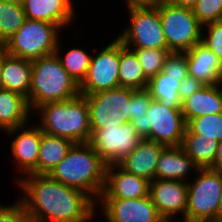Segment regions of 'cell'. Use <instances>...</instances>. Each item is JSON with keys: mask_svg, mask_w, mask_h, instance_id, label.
Instances as JSON below:
<instances>
[{"mask_svg": "<svg viewBox=\"0 0 222 222\" xmlns=\"http://www.w3.org/2000/svg\"><path fill=\"white\" fill-rule=\"evenodd\" d=\"M198 169L181 146H167L159 156L155 179L189 182Z\"/></svg>", "mask_w": 222, "mask_h": 222, "instance_id": "19", "label": "cell"}, {"mask_svg": "<svg viewBox=\"0 0 222 222\" xmlns=\"http://www.w3.org/2000/svg\"><path fill=\"white\" fill-rule=\"evenodd\" d=\"M186 124L196 117L222 113V83L205 85L181 102Z\"/></svg>", "mask_w": 222, "mask_h": 222, "instance_id": "21", "label": "cell"}, {"mask_svg": "<svg viewBox=\"0 0 222 222\" xmlns=\"http://www.w3.org/2000/svg\"><path fill=\"white\" fill-rule=\"evenodd\" d=\"M222 173V141L218 143L217 153L214 159L213 166L210 168Z\"/></svg>", "mask_w": 222, "mask_h": 222, "instance_id": "39", "label": "cell"}, {"mask_svg": "<svg viewBox=\"0 0 222 222\" xmlns=\"http://www.w3.org/2000/svg\"><path fill=\"white\" fill-rule=\"evenodd\" d=\"M165 222H188V221H184V220H177V221H165Z\"/></svg>", "mask_w": 222, "mask_h": 222, "instance_id": "45", "label": "cell"}, {"mask_svg": "<svg viewBox=\"0 0 222 222\" xmlns=\"http://www.w3.org/2000/svg\"><path fill=\"white\" fill-rule=\"evenodd\" d=\"M138 57L143 73L150 80L158 73L162 72L167 56L168 49H150V48H130Z\"/></svg>", "mask_w": 222, "mask_h": 222, "instance_id": "30", "label": "cell"}, {"mask_svg": "<svg viewBox=\"0 0 222 222\" xmlns=\"http://www.w3.org/2000/svg\"><path fill=\"white\" fill-rule=\"evenodd\" d=\"M192 12L202 26L222 21V0H198Z\"/></svg>", "mask_w": 222, "mask_h": 222, "instance_id": "33", "label": "cell"}, {"mask_svg": "<svg viewBox=\"0 0 222 222\" xmlns=\"http://www.w3.org/2000/svg\"><path fill=\"white\" fill-rule=\"evenodd\" d=\"M149 195V181L124 171L118 164L106 166L100 198L134 199Z\"/></svg>", "mask_w": 222, "mask_h": 222, "instance_id": "16", "label": "cell"}, {"mask_svg": "<svg viewBox=\"0 0 222 222\" xmlns=\"http://www.w3.org/2000/svg\"><path fill=\"white\" fill-rule=\"evenodd\" d=\"M26 20L23 5L0 1V45L12 37Z\"/></svg>", "mask_w": 222, "mask_h": 222, "instance_id": "29", "label": "cell"}, {"mask_svg": "<svg viewBox=\"0 0 222 222\" xmlns=\"http://www.w3.org/2000/svg\"><path fill=\"white\" fill-rule=\"evenodd\" d=\"M0 222H31L24 210L22 203L15 199V202L7 205L0 203Z\"/></svg>", "mask_w": 222, "mask_h": 222, "instance_id": "36", "label": "cell"}, {"mask_svg": "<svg viewBox=\"0 0 222 222\" xmlns=\"http://www.w3.org/2000/svg\"><path fill=\"white\" fill-rule=\"evenodd\" d=\"M189 75L205 85L222 83V61L201 42L186 51Z\"/></svg>", "mask_w": 222, "mask_h": 222, "instance_id": "20", "label": "cell"}, {"mask_svg": "<svg viewBox=\"0 0 222 222\" xmlns=\"http://www.w3.org/2000/svg\"><path fill=\"white\" fill-rule=\"evenodd\" d=\"M126 8L130 7H144V6H158L164 0H123Z\"/></svg>", "mask_w": 222, "mask_h": 222, "instance_id": "38", "label": "cell"}, {"mask_svg": "<svg viewBox=\"0 0 222 222\" xmlns=\"http://www.w3.org/2000/svg\"><path fill=\"white\" fill-rule=\"evenodd\" d=\"M106 166L88 142L74 143L48 175L84 191L97 202L104 188Z\"/></svg>", "mask_w": 222, "mask_h": 222, "instance_id": "2", "label": "cell"}, {"mask_svg": "<svg viewBox=\"0 0 222 222\" xmlns=\"http://www.w3.org/2000/svg\"><path fill=\"white\" fill-rule=\"evenodd\" d=\"M153 98L149 91L145 89H132L131 100L129 101L128 112L130 115V122L139 125L146 117V113Z\"/></svg>", "mask_w": 222, "mask_h": 222, "instance_id": "32", "label": "cell"}, {"mask_svg": "<svg viewBox=\"0 0 222 222\" xmlns=\"http://www.w3.org/2000/svg\"><path fill=\"white\" fill-rule=\"evenodd\" d=\"M79 84L67 73L55 53L32 60L29 107L34 111L41 105L75 98Z\"/></svg>", "mask_w": 222, "mask_h": 222, "instance_id": "4", "label": "cell"}, {"mask_svg": "<svg viewBox=\"0 0 222 222\" xmlns=\"http://www.w3.org/2000/svg\"><path fill=\"white\" fill-rule=\"evenodd\" d=\"M194 177L187 182L185 221L219 222L222 173L210 168L198 169Z\"/></svg>", "mask_w": 222, "mask_h": 222, "instance_id": "5", "label": "cell"}, {"mask_svg": "<svg viewBox=\"0 0 222 222\" xmlns=\"http://www.w3.org/2000/svg\"><path fill=\"white\" fill-rule=\"evenodd\" d=\"M157 9L170 52H186L201 42L202 25L192 9L171 5L165 0Z\"/></svg>", "mask_w": 222, "mask_h": 222, "instance_id": "8", "label": "cell"}, {"mask_svg": "<svg viewBox=\"0 0 222 222\" xmlns=\"http://www.w3.org/2000/svg\"><path fill=\"white\" fill-rule=\"evenodd\" d=\"M73 142L62 137L42 132L37 174H49L52 169L67 155Z\"/></svg>", "mask_w": 222, "mask_h": 222, "instance_id": "24", "label": "cell"}, {"mask_svg": "<svg viewBox=\"0 0 222 222\" xmlns=\"http://www.w3.org/2000/svg\"><path fill=\"white\" fill-rule=\"evenodd\" d=\"M102 46L99 50H92L88 73L79 85L81 95H90L120 87V40L114 36L112 41L109 40L106 45Z\"/></svg>", "mask_w": 222, "mask_h": 222, "instance_id": "11", "label": "cell"}, {"mask_svg": "<svg viewBox=\"0 0 222 222\" xmlns=\"http://www.w3.org/2000/svg\"><path fill=\"white\" fill-rule=\"evenodd\" d=\"M32 61L8 54L3 48V89L15 92L28 101L31 84Z\"/></svg>", "mask_w": 222, "mask_h": 222, "instance_id": "22", "label": "cell"}, {"mask_svg": "<svg viewBox=\"0 0 222 222\" xmlns=\"http://www.w3.org/2000/svg\"><path fill=\"white\" fill-rule=\"evenodd\" d=\"M0 1L14 3V4H21L23 2V0H0Z\"/></svg>", "mask_w": 222, "mask_h": 222, "instance_id": "43", "label": "cell"}, {"mask_svg": "<svg viewBox=\"0 0 222 222\" xmlns=\"http://www.w3.org/2000/svg\"><path fill=\"white\" fill-rule=\"evenodd\" d=\"M146 114L139 124V133L143 138L166 147L182 145L186 122L181 108H167L153 99Z\"/></svg>", "mask_w": 222, "mask_h": 222, "instance_id": "10", "label": "cell"}, {"mask_svg": "<svg viewBox=\"0 0 222 222\" xmlns=\"http://www.w3.org/2000/svg\"><path fill=\"white\" fill-rule=\"evenodd\" d=\"M149 195L164 221H185L187 208V182L170 179H154L149 182ZM178 216V217H177Z\"/></svg>", "mask_w": 222, "mask_h": 222, "instance_id": "15", "label": "cell"}, {"mask_svg": "<svg viewBox=\"0 0 222 222\" xmlns=\"http://www.w3.org/2000/svg\"><path fill=\"white\" fill-rule=\"evenodd\" d=\"M76 11H77V6H75V2L73 1H76V0H66Z\"/></svg>", "mask_w": 222, "mask_h": 222, "instance_id": "44", "label": "cell"}, {"mask_svg": "<svg viewBox=\"0 0 222 222\" xmlns=\"http://www.w3.org/2000/svg\"><path fill=\"white\" fill-rule=\"evenodd\" d=\"M26 19L49 22L62 31L76 21V11L66 0H23Z\"/></svg>", "mask_w": 222, "mask_h": 222, "instance_id": "17", "label": "cell"}, {"mask_svg": "<svg viewBox=\"0 0 222 222\" xmlns=\"http://www.w3.org/2000/svg\"><path fill=\"white\" fill-rule=\"evenodd\" d=\"M4 135H7L10 140V153L12 163L16 167L15 182L27 174H37V160L39 157V149L42 131L40 127L30 121V123L6 130ZM21 173V174H20Z\"/></svg>", "mask_w": 222, "mask_h": 222, "instance_id": "13", "label": "cell"}, {"mask_svg": "<svg viewBox=\"0 0 222 222\" xmlns=\"http://www.w3.org/2000/svg\"><path fill=\"white\" fill-rule=\"evenodd\" d=\"M185 77H173L162 72L148 80L146 89L154 100L167 108H181L179 87Z\"/></svg>", "mask_w": 222, "mask_h": 222, "instance_id": "27", "label": "cell"}, {"mask_svg": "<svg viewBox=\"0 0 222 222\" xmlns=\"http://www.w3.org/2000/svg\"><path fill=\"white\" fill-rule=\"evenodd\" d=\"M165 1L171 5L188 9H192L195 6V4L198 2V0H165Z\"/></svg>", "mask_w": 222, "mask_h": 222, "instance_id": "40", "label": "cell"}, {"mask_svg": "<svg viewBox=\"0 0 222 222\" xmlns=\"http://www.w3.org/2000/svg\"><path fill=\"white\" fill-rule=\"evenodd\" d=\"M131 96L132 89L121 86L84 95L89 108L91 131L102 129V125L110 123L130 122L128 108Z\"/></svg>", "mask_w": 222, "mask_h": 222, "instance_id": "12", "label": "cell"}, {"mask_svg": "<svg viewBox=\"0 0 222 222\" xmlns=\"http://www.w3.org/2000/svg\"><path fill=\"white\" fill-rule=\"evenodd\" d=\"M119 82L121 87L145 89L148 79L143 73L136 53L120 41Z\"/></svg>", "mask_w": 222, "mask_h": 222, "instance_id": "26", "label": "cell"}, {"mask_svg": "<svg viewBox=\"0 0 222 222\" xmlns=\"http://www.w3.org/2000/svg\"><path fill=\"white\" fill-rule=\"evenodd\" d=\"M139 125L133 122L110 123L91 131L89 144L106 165L117 164L142 140Z\"/></svg>", "mask_w": 222, "mask_h": 222, "instance_id": "9", "label": "cell"}, {"mask_svg": "<svg viewBox=\"0 0 222 222\" xmlns=\"http://www.w3.org/2000/svg\"><path fill=\"white\" fill-rule=\"evenodd\" d=\"M60 42L61 38L58 41L55 54L60 59L67 73L80 85L88 73L92 53L89 54L87 48L85 50L84 48L82 49L81 46L79 48L76 46L75 48L71 47L67 52H63L64 47H61L62 42Z\"/></svg>", "mask_w": 222, "mask_h": 222, "instance_id": "28", "label": "cell"}, {"mask_svg": "<svg viewBox=\"0 0 222 222\" xmlns=\"http://www.w3.org/2000/svg\"><path fill=\"white\" fill-rule=\"evenodd\" d=\"M219 222H222V190H221V199H220V208H219Z\"/></svg>", "mask_w": 222, "mask_h": 222, "instance_id": "42", "label": "cell"}, {"mask_svg": "<svg viewBox=\"0 0 222 222\" xmlns=\"http://www.w3.org/2000/svg\"><path fill=\"white\" fill-rule=\"evenodd\" d=\"M201 43L222 61V21L202 26Z\"/></svg>", "mask_w": 222, "mask_h": 222, "instance_id": "34", "label": "cell"}, {"mask_svg": "<svg viewBox=\"0 0 222 222\" xmlns=\"http://www.w3.org/2000/svg\"><path fill=\"white\" fill-rule=\"evenodd\" d=\"M165 147L158 142L142 138L136 148L117 164L124 171L151 182L156 178L157 162Z\"/></svg>", "mask_w": 222, "mask_h": 222, "instance_id": "18", "label": "cell"}, {"mask_svg": "<svg viewBox=\"0 0 222 222\" xmlns=\"http://www.w3.org/2000/svg\"><path fill=\"white\" fill-rule=\"evenodd\" d=\"M39 113L37 125L43 133L66 138L73 143L89 142L91 126L89 108L84 95L75 98L50 102L39 106L35 111Z\"/></svg>", "mask_w": 222, "mask_h": 222, "instance_id": "3", "label": "cell"}, {"mask_svg": "<svg viewBox=\"0 0 222 222\" xmlns=\"http://www.w3.org/2000/svg\"><path fill=\"white\" fill-rule=\"evenodd\" d=\"M2 67H3V47H0V90L3 89L2 84Z\"/></svg>", "mask_w": 222, "mask_h": 222, "instance_id": "41", "label": "cell"}, {"mask_svg": "<svg viewBox=\"0 0 222 222\" xmlns=\"http://www.w3.org/2000/svg\"><path fill=\"white\" fill-rule=\"evenodd\" d=\"M218 141L193 134L187 127L181 147L199 169L211 168L217 153Z\"/></svg>", "mask_w": 222, "mask_h": 222, "instance_id": "25", "label": "cell"}, {"mask_svg": "<svg viewBox=\"0 0 222 222\" xmlns=\"http://www.w3.org/2000/svg\"><path fill=\"white\" fill-rule=\"evenodd\" d=\"M13 184L31 222H91L99 215L90 195L48 174H27Z\"/></svg>", "mask_w": 222, "mask_h": 222, "instance_id": "1", "label": "cell"}, {"mask_svg": "<svg viewBox=\"0 0 222 222\" xmlns=\"http://www.w3.org/2000/svg\"><path fill=\"white\" fill-rule=\"evenodd\" d=\"M97 209L107 222H165L150 195L134 199L99 198Z\"/></svg>", "mask_w": 222, "mask_h": 222, "instance_id": "14", "label": "cell"}, {"mask_svg": "<svg viewBox=\"0 0 222 222\" xmlns=\"http://www.w3.org/2000/svg\"><path fill=\"white\" fill-rule=\"evenodd\" d=\"M128 23L117 38L127 48L168 49L157 6L125 8Z\"/></svg>", "mask_w": 222, "mask_h": 222, "instance_id": "7", "label": "cell"}, {"mask_svg": "<svg viewBox=\"0 0 222 222\" xmlns=\"http://www.w3.org/2000/svg\"><path fill=\"white\" fill-rule=\"evenodd\" d=\"M186 127L196 135L203 138L222 141V113L209 114L191 119Z\"/></svg>", "mask_w": 222, "mask_h": 222, "instance_id": "31", "label": "cell"}, {"mask_svg": "<svg viewBox=\"0 0 222 222\" xmlns=\"http://www.w3.org/2000/svg\"><path fill=\"white\" fill-rule=\"evenodd\" d=\"M205 83H203L200 79H197L193 76H186L180 83V87L178 90L179 99L182 102L188 97L192 96L196 91L200 90Z\"/></svg>", "mask_w": 222, "mask_h": 222, "instance_id": "37", "label": "cell"}, {"mask_svg": "<svg viewBox=\"0 0 222 222\" xmlns=\"http://www.w3.org/2000/svg\"><path fill=\"white\" fill-rule=\"evenodd\" d=\"M32 111L25 97L10 90H0V131L20 127L31 120Z\"/></svg>", "mask_w": 222, "mask_h": 222, "instance_id": "23", "label": "cell"}, {"mask_svg": "<svg viewBox=\"0 0 222 222\" xmlns=\"http://www.w3.org/2000/svg\"><path fill=\"white\" fill-rule=\"evenodd\" d=\"M62 30L55 24L26 19L2 47L22 59L34 60L55 53Z\"/></svg>", "mask_w": 222, "mask_h": 222, "instance_id": "6", "label": "cell"}, {"mask_svg": "<svg viewBox=\"0 0 222 222\" xmlns=\"http://www.w3.org/2000/svg\"><path fill=\"white\" fill-rule=\"evenodd\" d=\"M162 73L173 77L189 75L188 60L185 52H170L166 58Z\"/></svg>", "mask_w": 222, "mask_h": 222, "instance_id": "35", "label": "cell"}]
</instances>
